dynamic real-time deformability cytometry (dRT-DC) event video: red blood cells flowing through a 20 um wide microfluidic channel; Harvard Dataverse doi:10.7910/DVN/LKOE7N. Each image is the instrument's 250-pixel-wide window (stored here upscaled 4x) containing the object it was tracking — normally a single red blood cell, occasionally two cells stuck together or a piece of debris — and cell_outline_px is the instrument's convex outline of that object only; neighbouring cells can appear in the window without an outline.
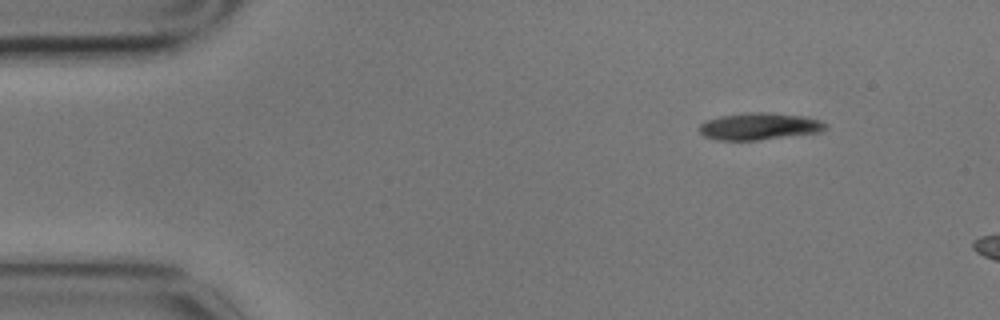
{"species": "common noctule bat (a hibernating species)", "species_latin": "Nyctalus noctula", "temperature_condition": "cold", "stored_images_in_passage": 3, "camera_frame_rate_fps": 3000, "um_per_image_px": 0.085, "animal": {"sex": "male", "body_mass_g": 17.9}, "frame": {"image": 1, "passage_image": 1, "time_ms": 0.0, "image_size_px": [1000, 320], "cell_outline_px": [[828, 128], [820, 132], [756, 140], [716, 140], [704, 136], [700, 132], [700, 124], [704, 120], [720, 116], [752, 112], [772, 112], [804, 116], [820, 120], [828, 124]], "centroid_in_image_um": [64.55, 10.73], "position_along_channel_um": 20.4, "area_um2": 19.94}}